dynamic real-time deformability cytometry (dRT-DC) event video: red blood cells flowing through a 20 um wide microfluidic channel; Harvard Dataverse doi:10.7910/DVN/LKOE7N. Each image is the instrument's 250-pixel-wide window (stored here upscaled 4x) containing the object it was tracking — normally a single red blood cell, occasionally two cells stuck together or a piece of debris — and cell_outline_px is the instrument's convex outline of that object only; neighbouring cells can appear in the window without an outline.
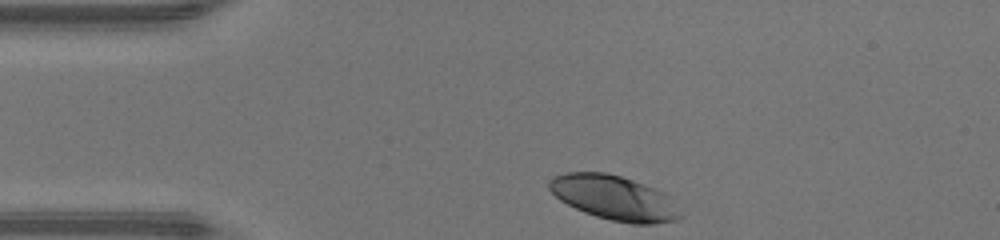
{"species": "human", "species_latin": "Homo sapiens", "temperature_condition": "warm", "stored_images_in_passage": 30, "camera_frame_rate_fps": 3000, "um_per_image_px": 0.085, "donor": {"sex": "male"}, "frame": {"image": 1, "passage_image": 1, "time_ms": 0.0, "image_size_px": [1000, 240], "cell_outline_px": [[684, 216], [676, 220], [652, 224], [632, 224], [612, 220], [596, 216], [584, 212], [560, 200], [548, 188], [548, 180], [552, 176], [568, 172], [604, 172], [620, 176], [632, 180], [664, 192]], "centroid_in_image_um": [52.18, 16.81], "position_along_channel_um": 32.8, "area_um2": 33.81}}
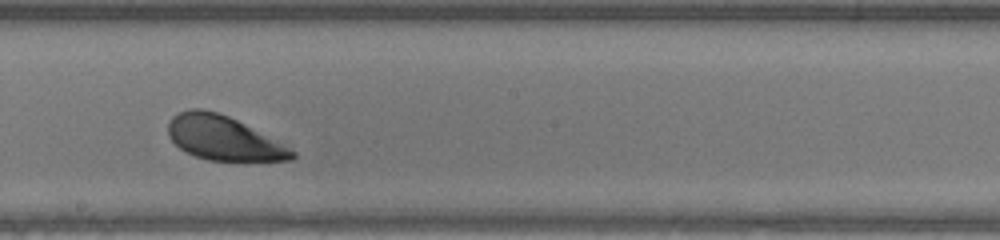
{"frame": {"image": 2, "passage_image": 18, "time_ms": 5.667, "image_size_px": [1000, 240], "cell_outline_px": [[296, 156], [292, 160], [208, 160], [196, 156], [180, 148], [168, 136], [168, 124], [172, 116], [188, 108], [200, 108], [216, 112], [228, 116], [292, 148], [296, 152]], "centroid_in_image_um": [18.98, 11.73], "position_along_channel_um": 229.2, "area_um2": 31.5}}
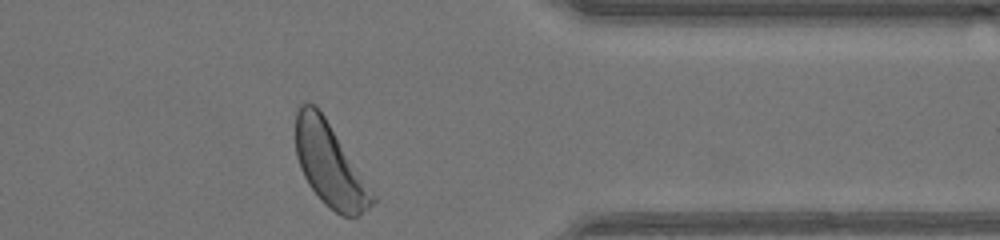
{"frame": {"image": 3, "passage_image": 30, "time_ms": 9.667, "image_size_px": [1000, 240], "cell_outline_px": [[376, 200], [368, 208], [356, 216], [340, 216], [324, 204], [320, 200], [308, 184], [300, 168], [296, 156], [296, 112], [300, 104], [304, 100], [308, 100], [316, 104], [324, 116], [376, 196]], "centroid_in_image_um": [27.99, 13.98], "position_along_channel_um": 383.4, "area_um2": 36.93}, "authors_computed_cell_mechanics": {"area_um2": 34.3043, "velocity_mm_per_s": 4.248, "shape_relaxation_time_tau1_ms": 1.261, "shape_relaxation_time_tau2_ms": null, "deformation_change_tau1": 0.1082, "deformation_change_tau2": null}}